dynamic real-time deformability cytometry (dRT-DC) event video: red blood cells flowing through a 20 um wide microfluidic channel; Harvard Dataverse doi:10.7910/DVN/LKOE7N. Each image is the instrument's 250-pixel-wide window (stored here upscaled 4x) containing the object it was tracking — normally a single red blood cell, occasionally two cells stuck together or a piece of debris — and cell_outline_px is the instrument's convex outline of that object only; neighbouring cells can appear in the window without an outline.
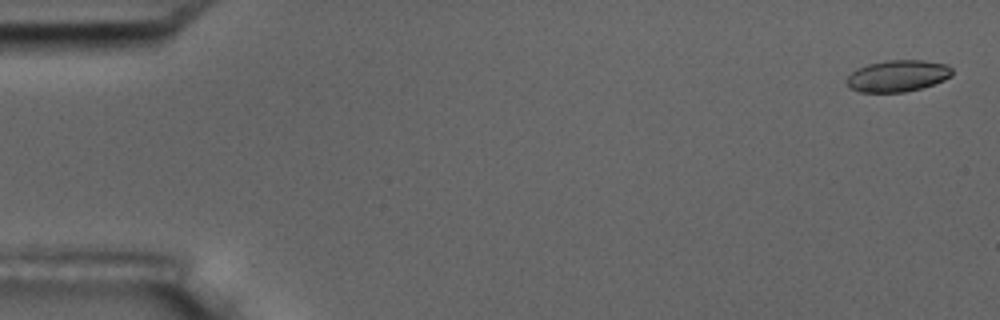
{"species": "common noctule bat (a hibernating species)", "species_latin": "Nyctalus noctula", "temperature_condition": "room temperature", "stored_images_in_passage": 4, "camera_frame_rate_fps": 3000, "um_per_image_px": 0.085, "animal": {"sex": "male", "body_mass_g": 17.5, "forearm_length_mm": 52.3}, "frame": {"image": 1, "passage_image": 1, "time_ms": 0.0, "image_size_px": [1000, 320], "cell_outline_px": [[952, 76], [944, 80], [920, 88], [904, 92], [860, 92], [852, 88], [848, 84], [848, 76], [856, 68], [868, 64], [888, 60], [924, 60], [948, 64], [952, 68]], "centroid_in_image_um": [76.34, 6.43], "position_along_channel_um": 8.7, "area_um2": 19.31}}